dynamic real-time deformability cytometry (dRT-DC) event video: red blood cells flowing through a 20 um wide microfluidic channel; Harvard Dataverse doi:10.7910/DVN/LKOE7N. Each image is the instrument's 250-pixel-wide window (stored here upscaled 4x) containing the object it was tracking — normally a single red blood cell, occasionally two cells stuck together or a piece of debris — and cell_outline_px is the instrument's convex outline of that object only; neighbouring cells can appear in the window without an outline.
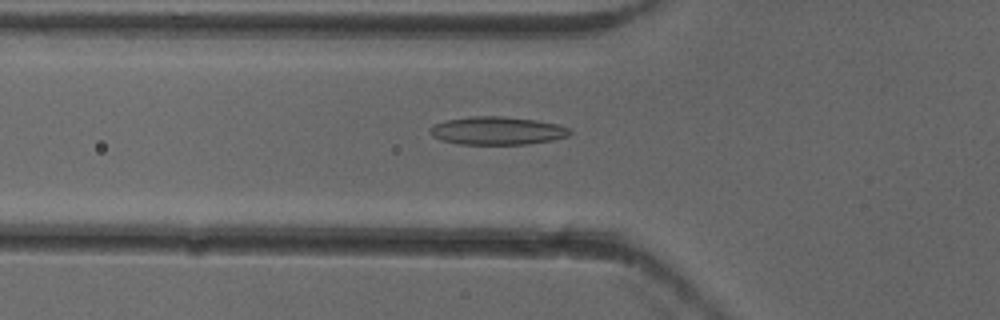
{"species": "common noctule bat (a hibernating species)", "species_latin": "Nyctalus noctula", "temperature_condition": "cold", "stored_images_in_passage": 39, "camera_frame_rate_fps": 3000, "um_per_image_px": 0.085, "animal": {"sex": "female"}, "frame": {"image": 1, "passage_image": 5, "time_ms": 1.333, "image_size_px": [1000, 320], "cell_outline_px": [[572, 132], [568, 136], [552, 140], [528, 144], [460, 144], [440, 140], [432, 136], [428, 128], [432, 124], [444, 120], [468, 116], [504, 116], [536, 120], [560, 124], [568, 128]], "centroid_in_image_um": [42.23, 11.1], "position_along_channel_um": 83.6, "area_um2": 23.18}}
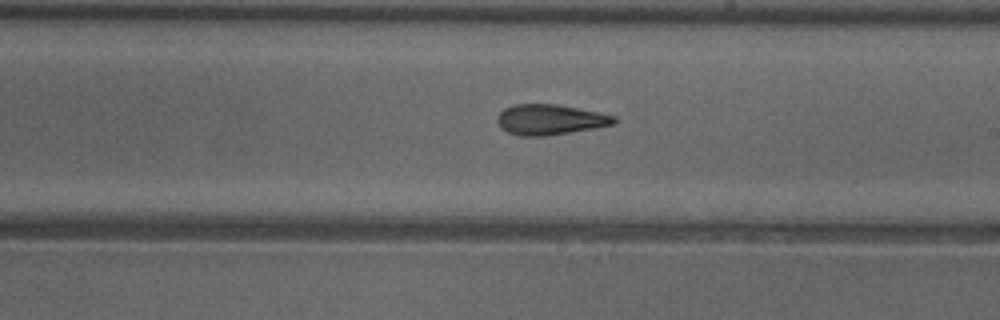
{"frame": {"image": 2, "passage_image": 17, "time_ms": 5.333, "image_size_px": [1000, 320], "cell_outline_px": [[616, 124], [596, 128], [548, 136], [520, 136], [508, 132], [500, 128], [496, 120], [496, 116], [504, 108], [512, 104], [556, 104], [600, 112], [616, 116]], "centroid_in_image_um": [46.75, 10.17], "position_along_channel_um": 242.3, "area_um2": 21.04}}
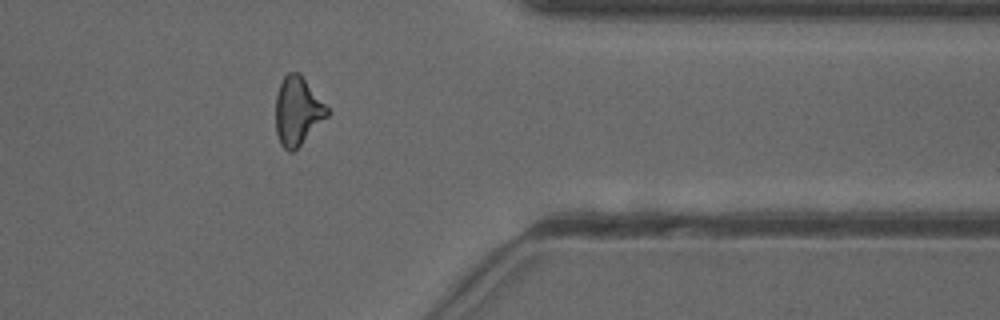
{"frame": {"image": 3, "passage_image": 29, "time_ms": 9.333, "image_size_px": [1000, 320], "cell_outline_px": [[332, 112], [292, 152], [288, 152], [280, 144], [276, 132], [276, 96], [280, 84], [284, 76], [288, 72], [300, 72]], "centroid_in_image_um": [25.3, 9.41], "position_along_channel_um": 386.1, "area_um2": 20.52}, "authors_computed_cell_mechanics": {"area_um2": 20.6924, "velocity_mm_per_s": 3.9403, "shape_relaxation_time_tau1_ms": null, "shape_relaxation_time_tau2_ms": 3.3994, "deformation_change_tau1": null, "deformation_change_tau2": 0.1254}}